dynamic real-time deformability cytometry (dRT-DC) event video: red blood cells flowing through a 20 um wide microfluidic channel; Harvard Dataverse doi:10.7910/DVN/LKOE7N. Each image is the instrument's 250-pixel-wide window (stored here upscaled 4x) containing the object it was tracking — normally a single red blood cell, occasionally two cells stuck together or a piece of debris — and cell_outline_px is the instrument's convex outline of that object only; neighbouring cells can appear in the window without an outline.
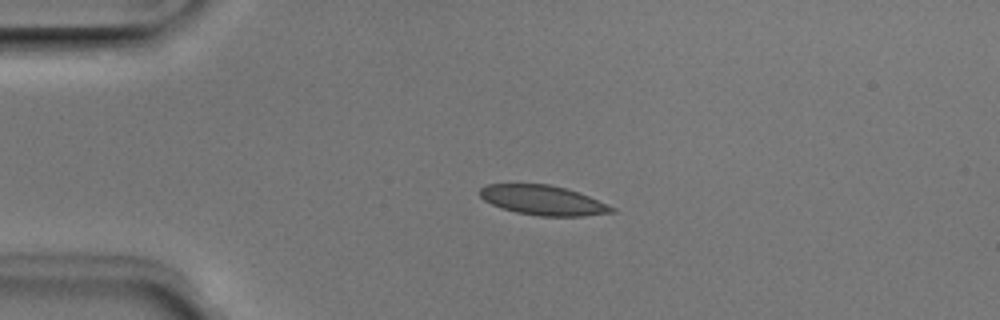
{"species": "Egyptian fruit bat (a non-hibernating species)", "species_latin": "Rousettus aegyptiacus", "temperature_condition": "room temperature", "stored_images_in_passage": 40, "camera_frame_rate_fps": 3000, "um_per_image_px": 0.085, "animal": {"sex": "male"}, "frame": {"image": 1, "passage_image": 1, "time_ms": 0.0, "image_size_px": [1000, 320], "cell_outline_px": [[616, 212], [584, 216], [536, 216], [516, 212], [492, 204], [484, 200], [480, 196], [480, 188], [488, 184], [548, 184], [564, 188], [588, 196], [616, 208]], "centroid_in_image_um": [46.16, 17.03], "position_along_channel_um": 38.8, "area_um2": 22.6}}
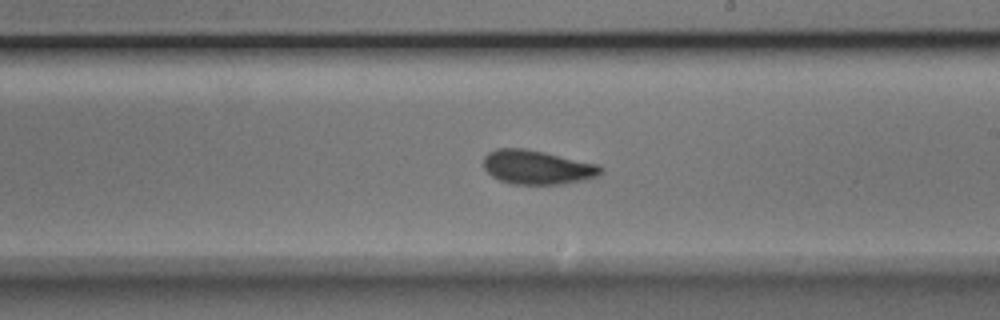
{"frame": {"image": 2, "passage_image": 19, "time_ms": 6.0, "image_size_px": [1000, 320], "cell_outline_px": [[604, 172], [596, 176], [580, 180], [560, 184], [512, 184], [500, 180], [492, 176], [484, 168], [484, 156], [488, 152], [496, 148], [524, 148], [544, 152], [600, 164], [604, 168]], "centroid_in_image_um": [45.67, 14.2], "position_along_channel_um": 243.3, "area_um2": 23.29}}
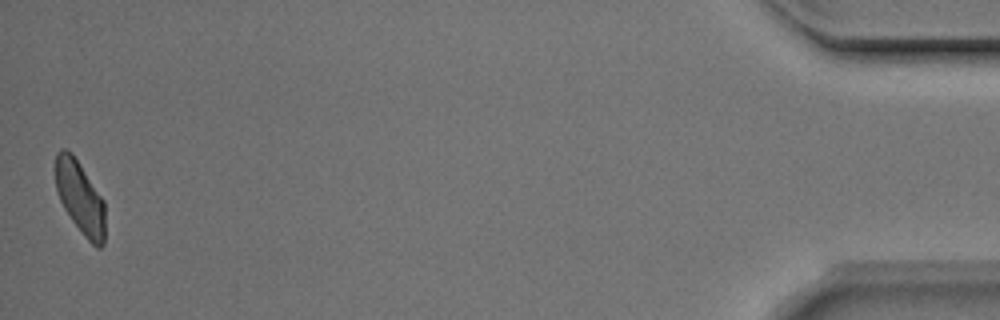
{"frame": {"image": 3, "passage_image": 40, "time_ms": 13.0, "image_size_px": [1000, 320], "cell_outline_px": [[104, 244], [100, 248], [96, 248], [84, 236], [72, 220], [64, 208], [60, 200], [56, 188], [56, 152], [60, 148], [64, 148], [72, 152], [104, 200]], "centroid_in_image_um": [6.81, 16.78], "position_along_channel_um": 428.4, "area_um2": 20.92}, "authors_computed_cell_mechanics": {"area_um2": 22.8599, "velocity_mm_per_s": 3.946, "shape_relaxation_time_tau1_ms": 2.2314, "shape_relaxation_time_tau2_ms": 1.3101, "deformation_change_tau1": 0.1008, "deformation_change_tau2": 0.0529}}